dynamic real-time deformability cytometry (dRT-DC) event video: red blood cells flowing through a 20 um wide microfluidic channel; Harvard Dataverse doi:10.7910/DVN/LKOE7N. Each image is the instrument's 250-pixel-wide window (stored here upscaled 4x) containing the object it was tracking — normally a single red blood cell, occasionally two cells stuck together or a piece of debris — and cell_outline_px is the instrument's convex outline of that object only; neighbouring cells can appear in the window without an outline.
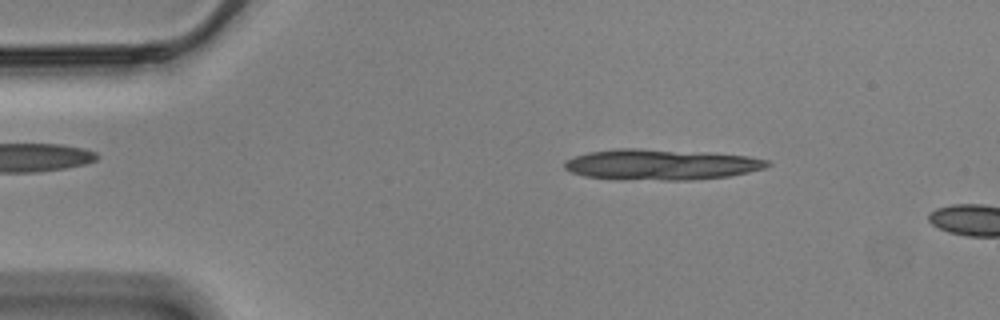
{"species": "Egyptian fruit bat (a non-hibernating species)", "species_latin": "Rousettus aegyptiacus", "temperature_condition": "cold", "stored_images_in_passage": 11, "camera_frame_rate_fps": 3000, "um_per_image_px": 0.085, "animal": {"sex": "male"}, "frame": {"image": 1, "passage_image": 8, "time_ms": 2.333, "image_size_px": [1000, 320], "cell_outline_px": [[772, 164], [768, 168], [728, 176], [692, 180], [620, 180], [584, 176], [572, 172], [564, 168], [564, 160], [588, 152], [616, 148], [640, 148], [748, 156], [768, 160]], "centroid_in_image_um": [56.16, 14.0], "position_along_channel_um": 28.8, "area_um2": 36.47}}